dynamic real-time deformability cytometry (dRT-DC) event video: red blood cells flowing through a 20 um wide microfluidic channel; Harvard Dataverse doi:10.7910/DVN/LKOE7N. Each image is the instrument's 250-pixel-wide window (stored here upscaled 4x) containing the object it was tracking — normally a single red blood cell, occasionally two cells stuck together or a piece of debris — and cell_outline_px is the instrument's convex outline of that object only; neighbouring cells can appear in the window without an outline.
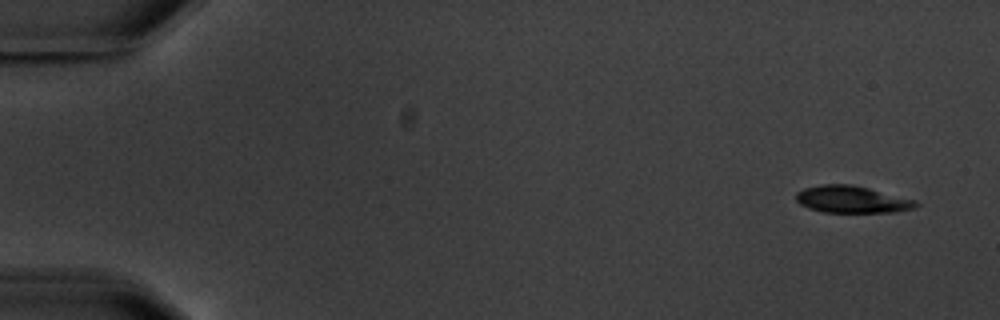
{"species": "common noctule bat (a hibernating species)", "species_latin": "Nyctalus noctula", "temperature_condition": "warm", "stored_images_in_passage": 5, "camera_frame_rate_fps": 3000, "um_per_image_px": 0.085, "animal": {"sex": "male", "body_mass_g": 20.1, "forearm_length_mm": 53.5}, "frame": {"image": 1, "passage_image": 1, "time_ms": 0.0, "image_size_px": [1000, 320], "cell_outline_px": [[920, 204], [916, 208], [896, 212], [824, 212], [808, 208], [800, 204], [796, 200], [796, 192], [804, 188], [820, 184], [852, 184], [916, 200]], "centroid_in_image_um": [72.42, 16.95], "position_along_channel_um": 12.6, "area_um2": 18.96}}
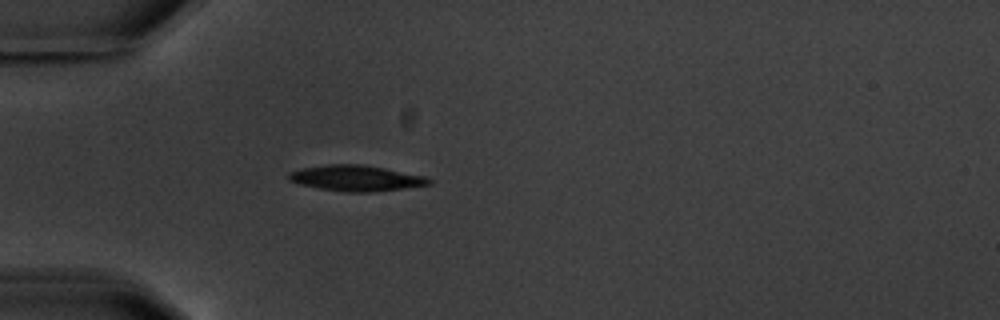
{"frame": {"image": 2, "passage_image": 5, "time_ms": 4.667, "image_size_px": [1000, 320], "cell_outline_px": [[432, 184], [404, 188], [372, 192], [344, 192], [320, 188], [300, 184], [288, 180], [288, 172], [304, 168], [328, 164], [364, 164], [424, 176], [432, 180]], "centroid_in_image_um": [30.26, 15.14], "position_along_channel_um": 54.7, "area_um2": 20.92}}